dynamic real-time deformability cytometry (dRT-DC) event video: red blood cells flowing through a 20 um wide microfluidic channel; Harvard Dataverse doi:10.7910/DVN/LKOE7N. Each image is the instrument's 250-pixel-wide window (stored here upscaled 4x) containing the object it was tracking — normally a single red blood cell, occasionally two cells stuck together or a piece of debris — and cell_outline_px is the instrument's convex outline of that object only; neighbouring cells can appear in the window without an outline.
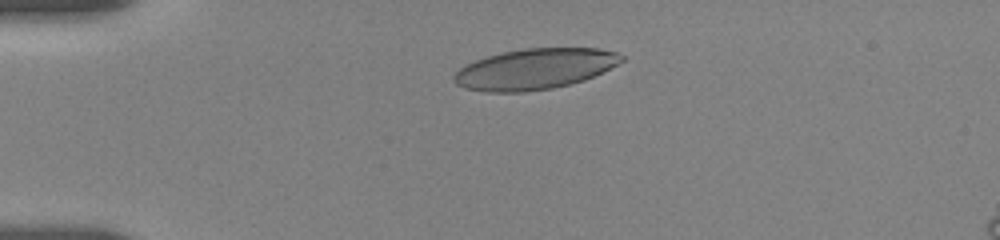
{"species": "human", "species_latin": "Homo sapiens", "temperature_condition": "room temperature", "stored_images_in_passage": 5, "camera_frame_rate_fps": 3000, "um_per_image_px": 0.085, "donor": {"sex": "female"}, "frame": {"image": 1, "passage_image": 1, "time_ms": 0.0, "image_size_px": [1000, 240], "cell_outline_px": [[624, 60], [584, 80], [552, 88], [524, 92], [484, 92], [464, 88], [456, 84], [452, 80], [452, 76], [460, 68], [476, 60], [488, 56], [504, 52], [524, 48], [600, 48], [616, 52], [624, 56]], "centroid_in_image_um": [45.42, 5.87], "position_along_channel_um": 39.6, "area_um2": 39.48}}
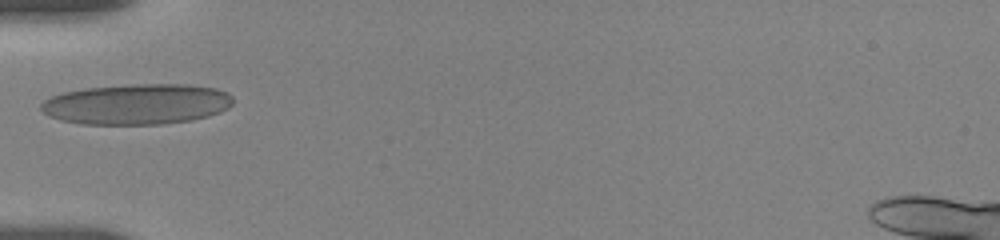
{"frame": {"image": 2, "passage_image": 4, "time_ms": 2.0, "image_size_px": [1000, 240], "cell_outline_px": [[232, 104], [228, 108], [220, 112], [208, 116], [192, 120], [164, 124], [80, 124], [60, 120], [48, 116], [40, 108], [40, 104], [44, 100], [52, 96], [64, 92], [84, 88], [132, 84], [192, 84], [216, 88], [228, 92], [232, 96]], "centroid_in_image_um": [11.64, 8.85], "position_along_channel_um": 73.4, "area_um2": 45.78}}